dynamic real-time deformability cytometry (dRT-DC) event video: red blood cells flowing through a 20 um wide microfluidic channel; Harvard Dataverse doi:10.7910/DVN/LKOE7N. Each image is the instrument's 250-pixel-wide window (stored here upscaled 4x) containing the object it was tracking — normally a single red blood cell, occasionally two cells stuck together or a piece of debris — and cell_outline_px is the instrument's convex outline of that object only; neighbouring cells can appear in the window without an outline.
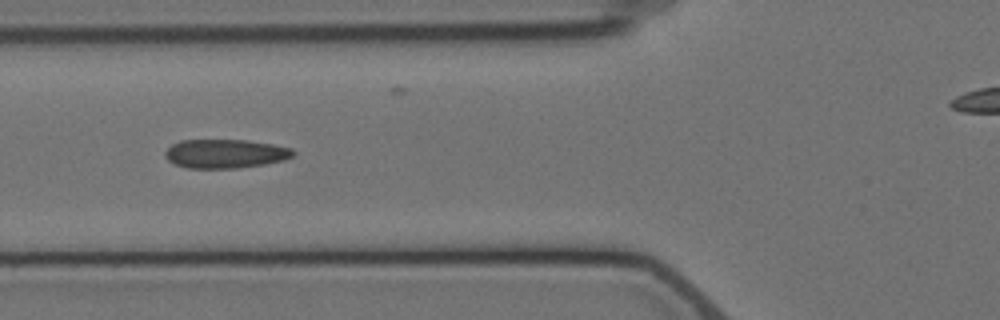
{"species": "Egyptian fruit bat (a non-hibernating species)", "species_latin": "Rousettus aegyptiacus", "temperature_condition": "cold", "stored_images_in_passage": 5, "camera_frame_rate_fps": 3000, "um_per_image_px": 0.085, "animal": {"sex": "female"}, "frame": {"image": 1, "passage_image": 4, "time_ms": 3.333, "image_size_px": [1000, 320], "cell_outline_px": [[296, 152], [292, 156], [284, 160], [264, 164], [236, 168], [188, 168], [176, 164], [168, 160], [164, 156], [164, 152], [172, 144], [180, 140], [248, 140], [272, 144], [292, 148]], "centroid_in_image_um": [19.15, 13.06], "position_along_channel_um": 106.7, "area_um2": 21.56}}
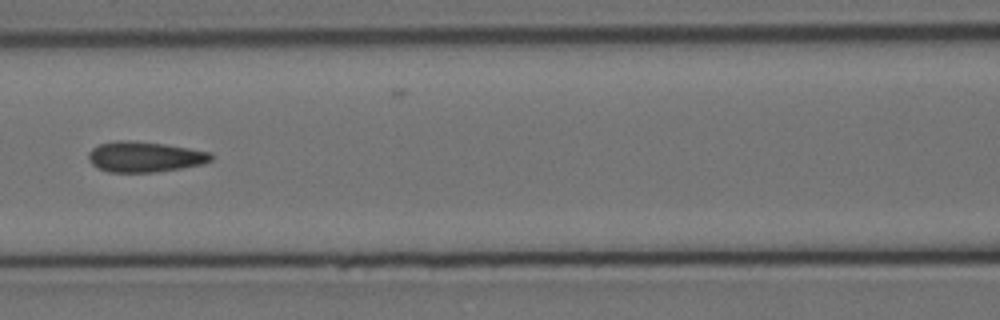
{"frame": {"image": 2, "passage_image": 5, "time_ms": 4.667, "image_size_px": [1000, 320], "cell_outline_px": [[212, 160], [204, 164], [156, 172], [108, 172], [96, 168], [88, 160], [88, 152], [92, 148], [100, 144], [116, 140], [128, 140], [164, 144], [212, 152]], "centroid_in_image_um": [12.28, 13.33], "position_along_channel_um": 154.3, "area_um2": 21.91}}